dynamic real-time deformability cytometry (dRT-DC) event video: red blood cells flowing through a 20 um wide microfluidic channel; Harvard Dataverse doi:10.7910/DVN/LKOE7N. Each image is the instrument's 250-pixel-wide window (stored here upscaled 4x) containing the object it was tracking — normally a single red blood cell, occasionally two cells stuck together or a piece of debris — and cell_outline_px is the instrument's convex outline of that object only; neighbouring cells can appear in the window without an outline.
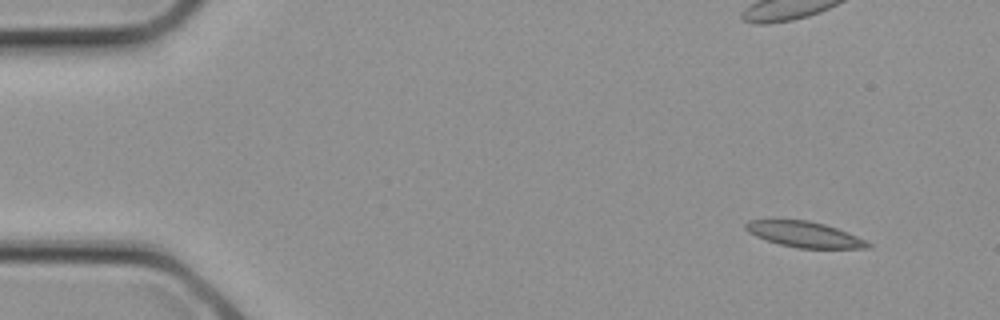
{"species": "common noctule bat (a hibernating species)", "species_latin": "Nyctalus noctula", "temperature_condition": "cold", "stored_images_in_passage": 3, "camera_frame_rate_fps": 3000, "um_per_image_px": 0.085, "animal": {"sex": "female", "body_mass_g": 21.9}, "frame": {"image": 1, "passage_image": 1, "time_ms": 0.0, "image_size_px": [1000, 320], "cell_outline_px": [[872, 244], [868, 248], [796, 248], [780, 244], [756, 236], [748, 232], [744, 228], [744, 224], [748, 220], [808, 220], [824, 224], [848, 232]], "centroid_in_image_um": [68.35, 19.92], "position_along_channel_um": 16.6, "area_um2": 18.09}}